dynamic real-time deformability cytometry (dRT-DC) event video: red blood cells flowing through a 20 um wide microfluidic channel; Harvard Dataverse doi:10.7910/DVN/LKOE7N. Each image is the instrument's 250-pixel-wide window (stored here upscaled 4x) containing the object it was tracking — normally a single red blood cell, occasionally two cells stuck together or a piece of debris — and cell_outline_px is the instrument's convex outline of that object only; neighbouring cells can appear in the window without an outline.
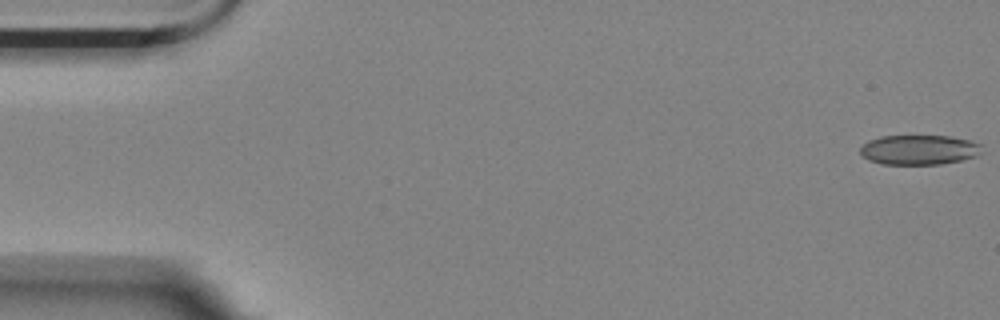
{"species": "Egyptian fruit bat (a non-hibernating species)", "species_latin": "Rousettus aegyptiacus", "temperature_condition": "room temperature", "stored_images_in_passage": 56, "camera_frame_rate_fps": 3000, "um_per_image_px": 0.085, "animal": {"sex": "female"}, "frame": {"image": 1, "passage_image": 1, "time_ms": 0.0, "image_size_px": [1000, 320], "cell_outline_px": [[984, 144], [976, 156], [960, 160], [940, 164], [880, 164], [868, 160], [860, 156], [860, 148], [868, 140], [880, 136], [952, 136], [972, 140]], "centroid_in_image_um": [78.11, 12.72], "position_along_channel_um": 6.9, "area_um2": 21.33}}
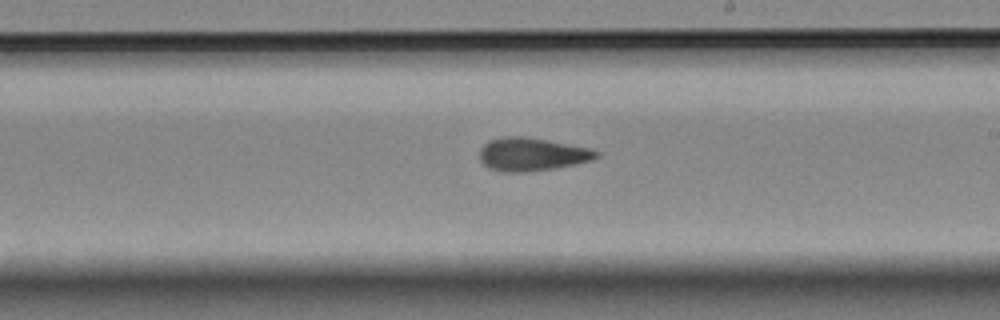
{"frame": {"image": 2, "passage_image": 32, "time_ms": 10.333, "image_size_px": [1000, 320], "cell_outline_px": [[600, 156], [592, 160], [576, 164], [556, 168], [524, 172], [500, 172], [488, 168], [480, 160], [480, 148], [488, 140], [504, 136], [524, 136], [548, 140], [592, 148], [600, 152]], "centroid_in_image_um": [45.22, 13.11], "position_along_channel_um": 243.8, "area_um2": 22.89}}
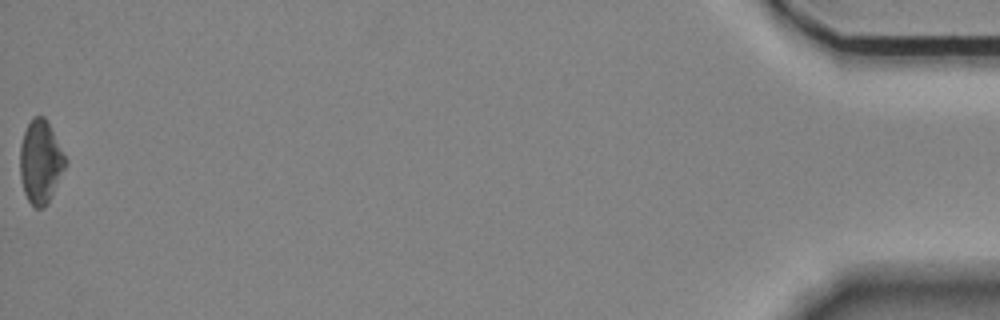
{"frame": {"image": 3, "passage_image": 56, "time_ms": 18.333, "image_size_px": [1000, 320], "cell_outline_px": [[68, 164], [52, 196], [44, 208], [36, 208], [28, 200], [24, 192], [20, 176], [20, 144], [24, 132], [32, 116], [44, 116], [68, 160]], "centroid_in_image_um": [3.46, 13.77], "position_along_channel_um": 431.7, "area_um2": 22.14}, "authors_computed_cell_mechanics": {"area_um2": 21.8773, "velocity_mm_per_s": 3.574, "shape_relaxation_time_tau1_ms": null, "shape_relaxation_time_tau2_ms": 2.6393, "deformation_change_tau1": null, "deformation_change_tau2": 0.0948}}